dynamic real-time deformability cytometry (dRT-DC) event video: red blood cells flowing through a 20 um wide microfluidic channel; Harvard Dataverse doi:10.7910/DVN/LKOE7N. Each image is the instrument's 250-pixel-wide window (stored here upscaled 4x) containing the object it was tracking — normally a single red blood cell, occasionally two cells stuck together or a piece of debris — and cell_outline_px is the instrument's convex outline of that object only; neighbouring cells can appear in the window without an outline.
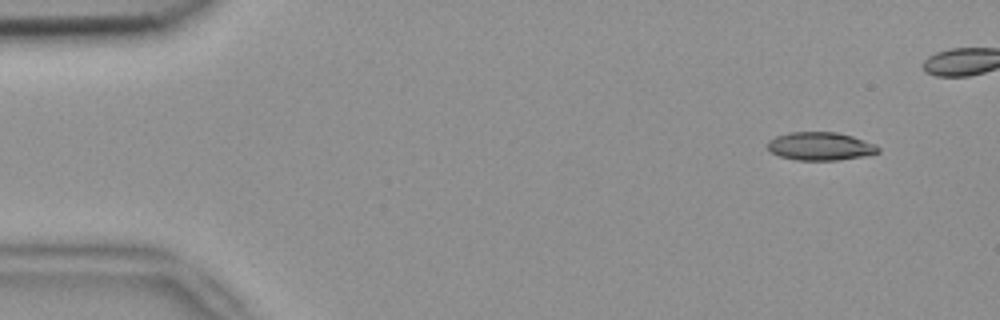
{"species": "common noctule bat (a hibernating species)", "species_latin": "Nyctalus noctula", "temperature_condition": "room temperature", "stored_images_in_passage": 5, "camera_frame_rate_fps": 3000, "um_per_image_px": 0.085, "animal": {"sex": "female", "body_mass_g": 18.4}, "frame": {"image": 1, "passage_image": 1, "time_ms": 0.0, "image_size_px": [1000, 320], "cell_outline_px": [[880, 152], [864, 156], [840, 160], [796, 160], [780, 156], [772, 152], [768, 148], [768, 140], [776, 136], [788, 132], [836, 132], [852, 136], [876, 144], [880, 148]], "centroid_in_image_um": [69.74, 12.43], "position_along_channel_um": 15.3, "area_um2": 18.21}}